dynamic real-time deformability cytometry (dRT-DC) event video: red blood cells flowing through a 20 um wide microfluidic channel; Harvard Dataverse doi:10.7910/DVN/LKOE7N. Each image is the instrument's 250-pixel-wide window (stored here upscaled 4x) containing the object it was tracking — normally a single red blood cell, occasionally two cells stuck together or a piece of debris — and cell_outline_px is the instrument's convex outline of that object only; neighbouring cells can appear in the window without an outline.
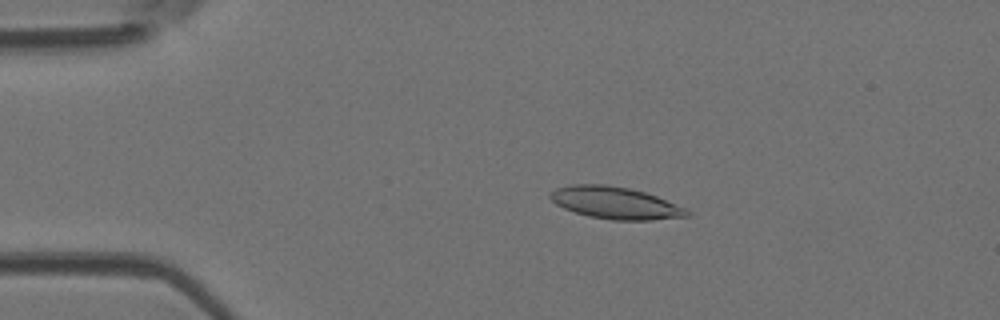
{"species": "Egyptian fruit bat (a non-hibernating species)", "species_latin": "Rousettus aegyptiacus", "temperature_condition": "room temperature", "stored_images_in_passage": 3, "camera_frame_rate_fps": 3000, "um_per_image_px": 0.085, "animal": {"sex": "female"}, "frame": {"image": 1, "passage_image": 2, "time_ms": 0.333, "image_size_px": [1000, 320], "cell_outline_px": [[692, 212], [688, 216], [652, 220], [612, 220], [588, 216], [564, 208], [556, 204], [548, 196], [556, 188], [572, 184], [604, 184], [628, 188], [644, 192], [656, 196], [684, 208]], "centroid_in_image_um": [52.28, 17.25], "position_along_channel_um": 32.7, "area_um2": 25.32}}